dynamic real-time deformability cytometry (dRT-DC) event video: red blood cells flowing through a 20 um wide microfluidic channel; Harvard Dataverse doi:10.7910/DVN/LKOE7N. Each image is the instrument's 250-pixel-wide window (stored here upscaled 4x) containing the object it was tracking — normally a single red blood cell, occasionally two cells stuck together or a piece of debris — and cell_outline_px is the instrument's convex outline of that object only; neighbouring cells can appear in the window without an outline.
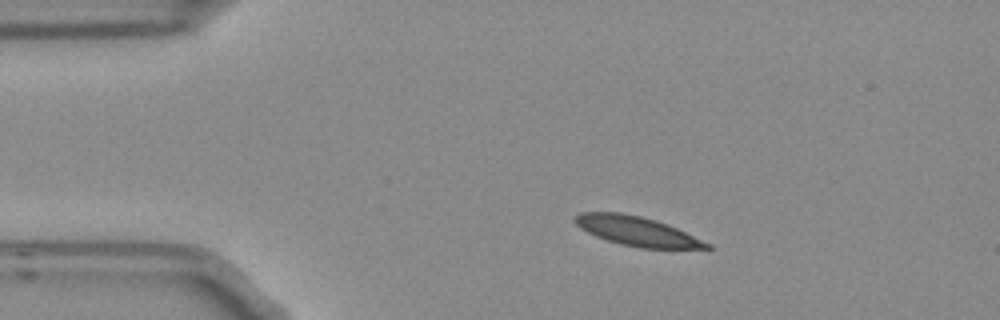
{"species": "Egyptian fruit bat (a non-hibernating species)", "species_latin": "Rousettus aegyptiacus", "temperature_condition": "room temperature", "stored_images_in_passage": 3, "camera_frame_rate_fps": 3000, "um_per_image_px": 0.085, "frame": {"image": 1, "passage_image": 1, "time_ms": 0.0, "image_size_px": [1000, 320], "cell_outline_px": [[712, 248], [640, 248], [620, 244], [596, 236], [580, 228], [572, 220], [580, 212], [620, 212], [640, 216], [676, 228], [712, 244]], "centroid_in_image_um": [54.1, 19.65], "position_along_channel_um": 30.9, "area_um2": 22.14}}
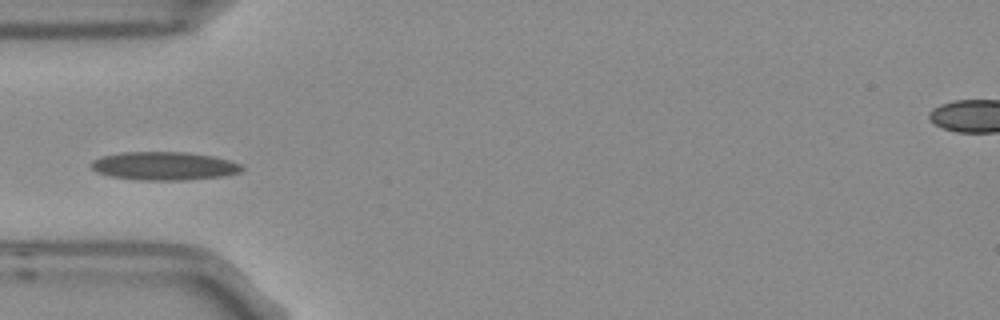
{"frame": {"image": 2, "passage_image": 3, "time_ms": 0.667, "image_size_px": [1000, 320], "cell_outline_px": [[244, 168], [240, 172], [224, 176], [188, 180], [140, 180], [108, 176], [96, 172], [88, 164], [92, 160], [100, 156], [124, 152], [184, 152], [212, 156], [232, 160], [244, 164]], "centroid_in_image_um": [13.96, 14.11], "position_along_channel_um": 71.0, "area_um2": 25.26}}